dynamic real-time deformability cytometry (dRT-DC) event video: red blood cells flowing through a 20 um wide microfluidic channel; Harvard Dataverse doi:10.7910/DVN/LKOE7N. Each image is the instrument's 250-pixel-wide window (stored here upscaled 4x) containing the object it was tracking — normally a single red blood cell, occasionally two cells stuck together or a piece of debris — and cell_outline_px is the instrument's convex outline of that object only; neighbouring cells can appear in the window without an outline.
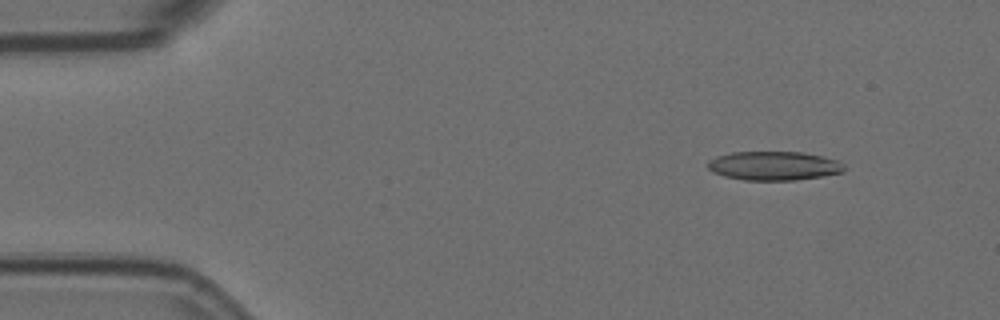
{"species": "Egyptian fruit bat (a non-hibernating species)", "species_latin": "Rousettus aegyptiacus", "temperature_condition": "room temperature", "stored_images_in_passage": 6, "camera_frame_rate_fps": 3000, "um_per_image_px": 0.085, "animal": {"sex": "female"}, "frame": {"image": 1, "passage_image": 2, "time_ms": 0.333, "image_size_px": [1000, 320], "cell_outline_px": [[844, 172], [824, 176], [796, 180], [744, 180], [724, 176], [712, 172], [708, 168], [708, 160], [716, 156], [732, 152], [804, 152], [824, 156], [836, 160], [844, 164]], "centroid_in_image_um": [65.79, 14.09], "position_along_channel_um": 19.2, "area_um2": 23.18}}
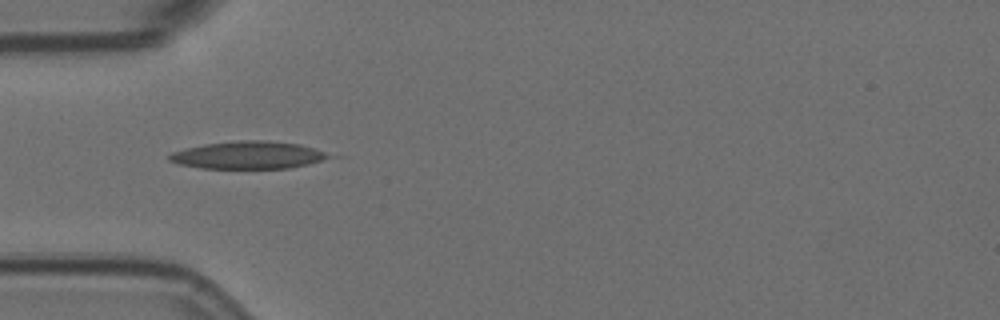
{"frame": {"image": 2, "passage_image": 5, "time_ms": 1.333, "image_size_px": [1000, 320], "cell_outline_px": [[328, 156], [320, 160], [308, 164], [288, 168], [200, 168], [176, 164], [168, 160], [168, 156], [172, 152], [204, 144], [244, 140], [264, 140], [300, 144], [324, 152]], "centroid_in_image_um": [21.0, 13.19], "position_along_channel_um": 64.0, "area_um2": 25.14}}
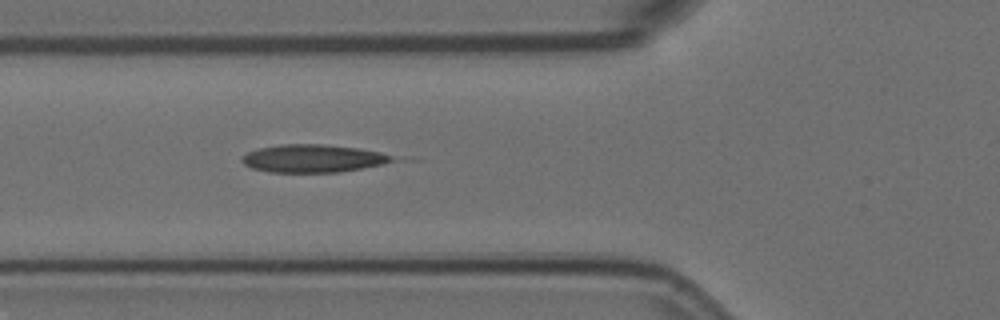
{"frame": {"image": 3, "passage_image": 6, "time_ms": 1.667, "image_size_px": [1000, 320], "cell_outline_px": [[392, 160], [380, 164], [340, 172], [268, 172], [252, 168], [244, 164], [240, 160], [240, 156], [248, 152], [260, 148], [280, 144], [324, 144], [360, 148], [380, 152], [392, 156]], "centroid_in_image_um": [26.52, 13.46], "position_along_channel_um": 99.3, "area_um2": 24.22}}